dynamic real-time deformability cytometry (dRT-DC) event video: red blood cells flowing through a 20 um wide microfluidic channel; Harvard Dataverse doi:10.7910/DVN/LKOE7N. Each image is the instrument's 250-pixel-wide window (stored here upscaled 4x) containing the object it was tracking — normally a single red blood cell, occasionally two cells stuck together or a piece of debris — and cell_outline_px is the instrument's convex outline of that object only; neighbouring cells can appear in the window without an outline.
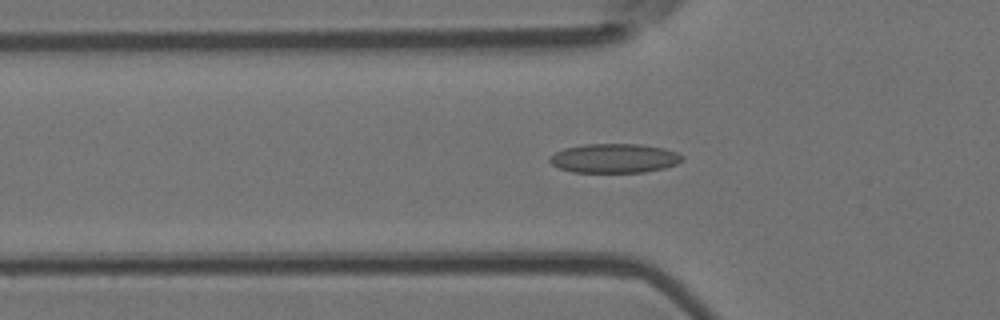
{"species": "Egyptian fruit bat (a non-hibernating species)", "species_latin": "Rousettus aegyptiacus", "temperature_condition": "room temperature", "stored_images_in_passage": 43, "camera_frame_rate_fps": 3000, "um_per_image_px": 0.085, "animal": {"sex": "female"}, "frame": {"image": 1, "passage_image": 13, "time_ms": 4.0, "image_size_px": [1000, 320], "cell_outline_px": [[684, 160], [676, 164], [664, 168], [644, 172], [572, 172], [560, 168], [552, 164], [548, 160], [548, 156], [564, 148], [584, 144], [640, 144], [664, 148], [676, 152], [684, 156]], "centroid_in_image_um": [52.22, 13.45], "position_along_channel_um": 73.6, "area_um2": 22.66}}
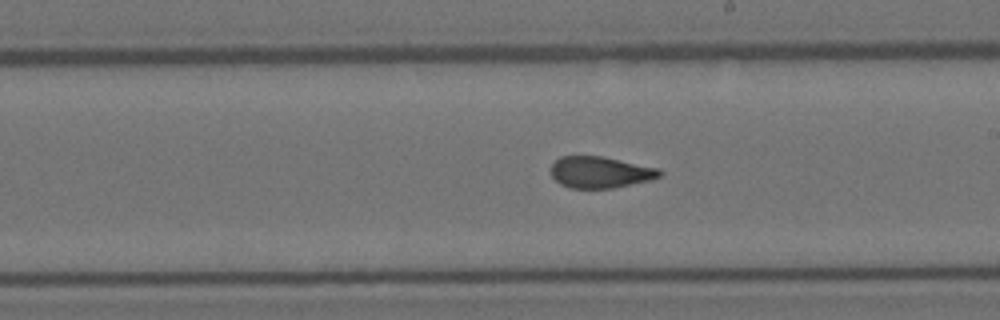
{"frame": {"image": 2, "passage_image": 26, "time_ms": 8.333, "image_size_px": [1000, 320], "cell_outline_px": [[664, 172], [660, 176], [652, 180], [612, 188], [568, 188], [560, 184], [552, 176], [552, 164], [560, 156], [600, 156], [660, 168]], "centroid_in_image_um": [51.05, 14.64], "position_along_channel_um": 238.0, "area_um2": 19.94}}
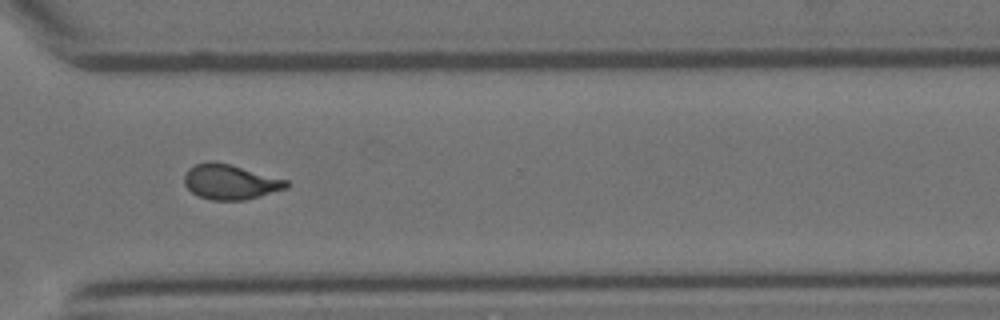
{"frame": {"image": 3, "passage_image": 35, "time_ms": 11.333, "image_size_px": [1000, 320], "cell_outline_px": [[288, 188], [244, 200], [212, 200], [200, 196], [192, 192], [184, 184], [184, 176], [188, 168], [196, 164], [208, 160], [212, 160], [228, 164], [288, 180]], "centroid_in_image_um": [19.55, 15.45], "position_along_channel_um": 351.1, "area_um2": 20.63}, "authors_computed_cell_mechanics": {"area_um2": 21.0392, "velocity_mm_per_s": 3.7784, "shape_relaxation_time_tau1_ms": 8.3389, "shape_relaxation_time_tau2_ms": 1.2344, "deformation_change_tau1": 0.2051, "deformation_change_tau2": 0.0833}}